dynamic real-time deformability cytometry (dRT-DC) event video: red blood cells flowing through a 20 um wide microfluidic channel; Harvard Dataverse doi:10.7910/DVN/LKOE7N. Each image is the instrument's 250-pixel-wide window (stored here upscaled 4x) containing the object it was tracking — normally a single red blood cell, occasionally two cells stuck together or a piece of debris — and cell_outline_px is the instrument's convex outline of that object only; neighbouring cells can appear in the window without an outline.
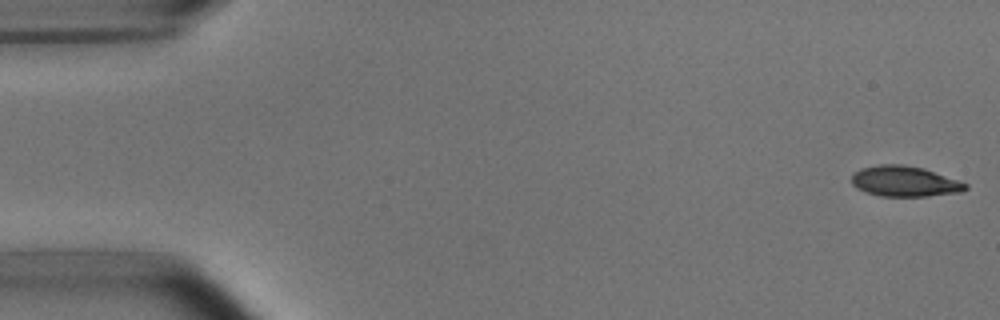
{"species": "common noctule bat (a hibernating species)", "species_latin": "Nyctalus noctula", "temperature_condition": "room temperature", "stored_images_in_passage": 5, "camera_frame_rate_fps": 3000, "um_per_image_px": 0.085, "animal": {"sex": "male", "body_mass_g": 15.6}, "frame": {"image": 1, "passage_image": 1, "time_ms": 0.0, "image_size_px": [1000, 320], "cell_outline_px": [[968, 188], [960, 192], [928, 196], [880, 196], [856, 188], [852, 184], [852, 176], [860, 168], [880, 164], [904, 164], [924, 168], [968, 184]], "centroid_in_image_um": [76.89, 15.41], "position_along_channel_um": 8.1, "area_um2": 20.17}}
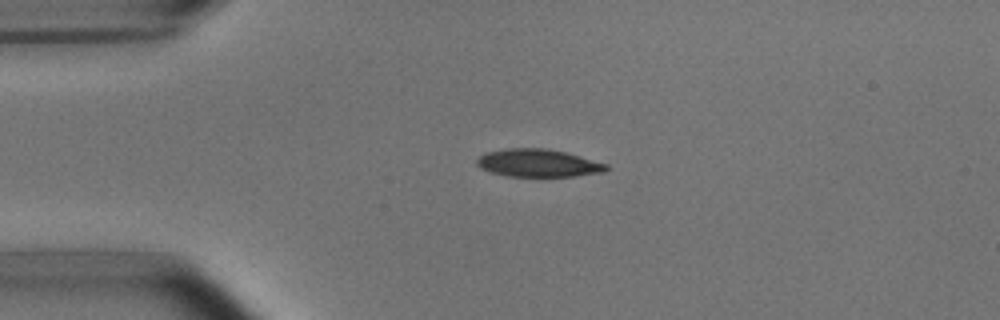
{"frame": {"image": 2, "passage_image": 4, "time_ms": 3.667, "image_size_px": [1000, 320], "cell_outline_px": [[608, 168], [604, 172], [576, 176], [508, 176], [492, 172], [480, 168], [476, 164], [476, 160], [484, 152], [504, 148], [544, 148], [564, 152], [580, 156], [608, 164]], "centroid_in_image_um": [45.72, 13.85], "position_along_channel_um": 39.3, "area_um2": 20.92}}